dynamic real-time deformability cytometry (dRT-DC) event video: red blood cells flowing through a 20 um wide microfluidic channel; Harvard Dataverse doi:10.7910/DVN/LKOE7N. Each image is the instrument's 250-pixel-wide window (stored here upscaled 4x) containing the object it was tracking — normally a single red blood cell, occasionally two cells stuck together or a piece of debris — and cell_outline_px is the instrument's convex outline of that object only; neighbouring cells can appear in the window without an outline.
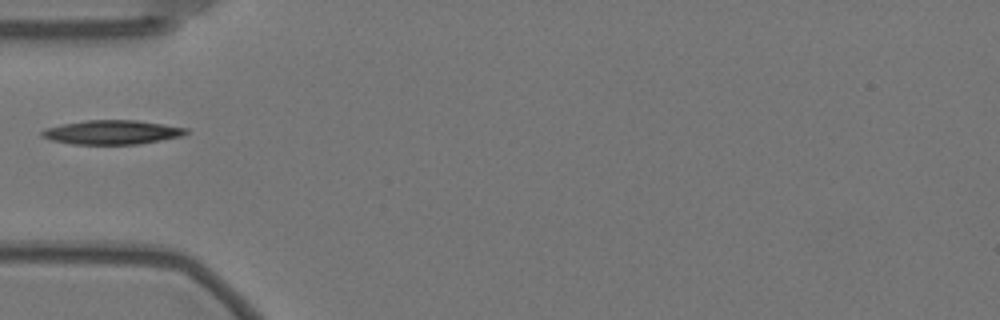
{"species": "Egyptian fruit bat (a non-hibernating species)", "species_latin": "Rousettus aegyptiacus", "temperature_condition": "warm", "stored_images_in_passage": 40, "camera_frame_rate_fps": 3000, "um_per_image_px": 0.085, "animal": {"sex": "female"}, "frame": {"image": 1, "passage_image": 1, "time_ms": 0.0, "image_size_px": [1000, 320], "cell_outline_px": [[188, 132], [180, 136], [160, 140], [136, 144], [72, 144], [52, 140], [40, 136], [40, 132], [48, 128], [64, 124], [84, 120], [136, 120], [164, 124], [188, 128]], "centroid_in_image_um": [9.52, 11.24], "position_along_channel_um": 75.5, "area_um2": 20.06}}
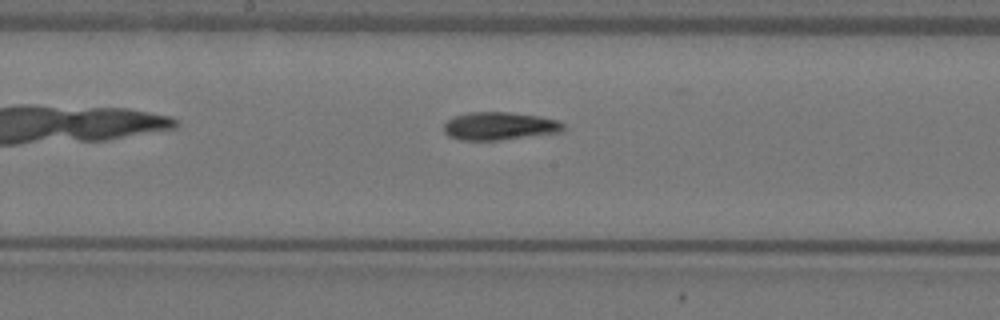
{"frame": {"image": 2, "passage_image": 12, "time_ms": 3.667, "image_size_px": [1000, 320], "cell_outline_px": [[564, 128], [560, 132], [500, 140], [460, 140], [448, 136], [444, 132], [444, 124], [448, 120], [456, 116], [468, 112], [508, 112], [536, 116], [556, 120], [564, 124]], "centroid_in_image_um": [42.41, 10.72], "position_along_channel_um": 205.8, "area_um2": 19.25}}
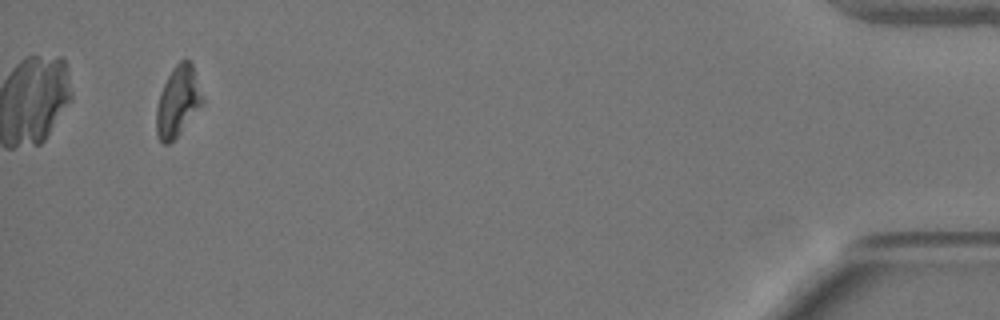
{"frame": {"image": 3, "passage_image": 37, "time_ms": 12.0, "image_size_px": [1000, 320], "cell_outline_px": [[204, 104], [176, 136], [168, 144], [164, 144], [160, 140], [156, 132], [156, 108], [160, 92], [172, 68], [180, 60], [188, 60], [192, 64], [204, 100]], "centroid_in_image_um": [15.11, 8.61], "position_along_channel_um": 420.1, "area_um2": 18.67}}